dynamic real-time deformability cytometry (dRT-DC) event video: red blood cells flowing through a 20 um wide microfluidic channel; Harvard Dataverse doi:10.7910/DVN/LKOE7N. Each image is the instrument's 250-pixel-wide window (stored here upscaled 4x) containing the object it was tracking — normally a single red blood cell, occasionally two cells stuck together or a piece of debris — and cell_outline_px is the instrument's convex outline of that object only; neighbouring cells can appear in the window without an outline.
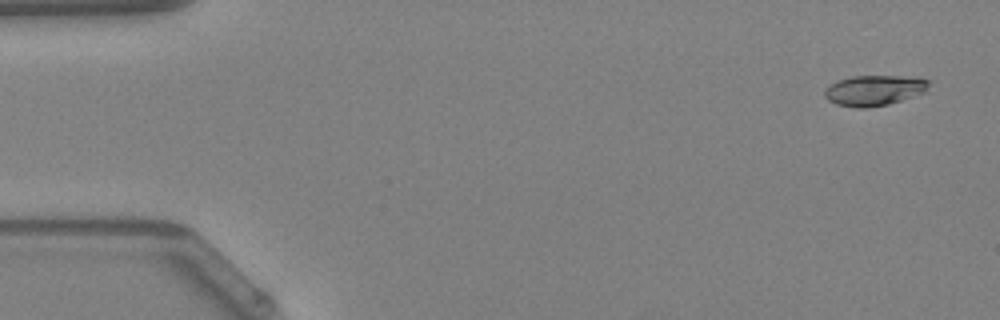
{"species": "Egyptian fruit bat (a non-hibernating species)", "species_latin": "Rousettus aegyptiacus", "temperature_condition": "warm", "stored_images_in_passage": 48, "camera_frame_rate_fps": 3000, "um_per_image_px": 0.085, "animal": {"sex": "female"}, "frame": {"image": 1, "passage_image": 2, "time_ms": 0.333, "image_size_px": [1000, 320], "cell_outline_px": [[932, 80], [924, 92], [888, 104], [868, 108], [856, 108], [836, 104], [828, 100], [824, 96], [824, 92], [828, 84], [836, 80], [852, 76], [916, 76]], "centroid_in_image_um": [74.29, 7.66], "position_along_channel_um": 10.7, "area_um2": 18.73}}
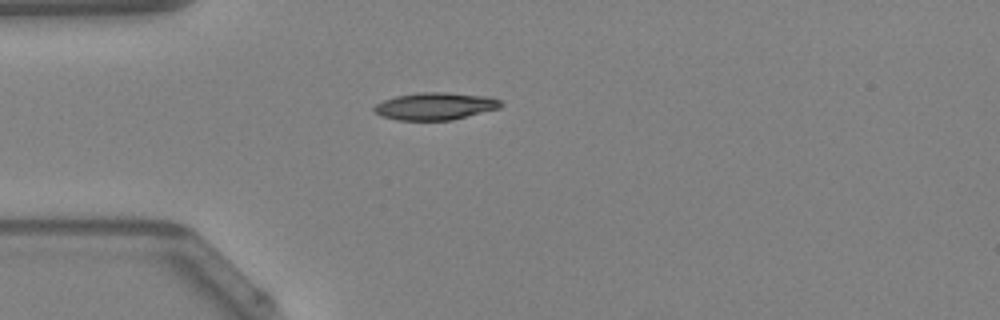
{"frame": {"image": 2, "passage_image": 13, "time_ms": 4.0, "image_size_px": [1000, 320], "cell_outline_px": [[504, 104], [500, 108], [452, 120], [396, 120], [380, 116], [372, 112], [372, 108], [376, 104], [384, 100], [396, 96], [420, 92], [448, 92], [488, 96], [500, 100]], "centroid_in_image_um": [36.98, 9.02], "position_along_channel_um": 48.0, "area_um2": 20.4}}
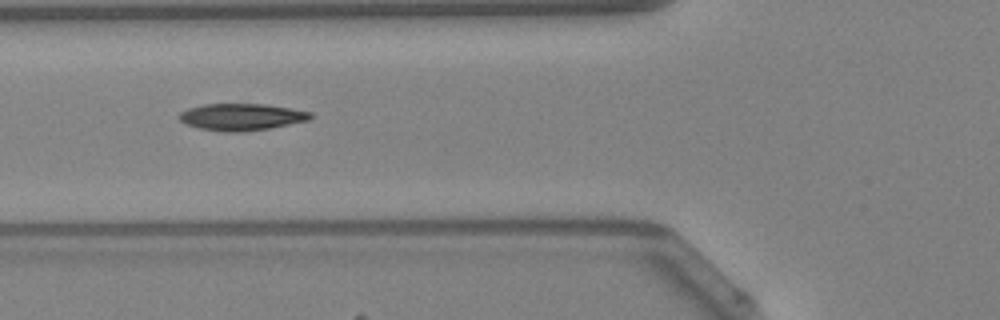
{"frame": {"image": 3, "passage_image": 18, "time_ms": 5.667, "image_size_px": [1000, 320], "cell_outline_px": [[312, 116], [308, 120], [268, 128], [244, 132], [224, 132], [200, 128], [184, 124], [180, 120], [180, 112], [188, 108], [204, 104], [264, 104], [312, 112]], "centroid_in_image_um": [20.49, 9.94], "position_along_channel_um": 105.3, "area_um2": 20.35}, "authors_computed_cell_mechanics": {"area_um2": 19.5653, "velocity_mm_per_s": 4.2719, "shape_relaxation_time_tau1_ms": 5.9126, "shape_relaxation_time_tau2_ms": 3.7613, "deformation_change_tau1": 0.1778, "deformation_change_tau2": 0.0965}}